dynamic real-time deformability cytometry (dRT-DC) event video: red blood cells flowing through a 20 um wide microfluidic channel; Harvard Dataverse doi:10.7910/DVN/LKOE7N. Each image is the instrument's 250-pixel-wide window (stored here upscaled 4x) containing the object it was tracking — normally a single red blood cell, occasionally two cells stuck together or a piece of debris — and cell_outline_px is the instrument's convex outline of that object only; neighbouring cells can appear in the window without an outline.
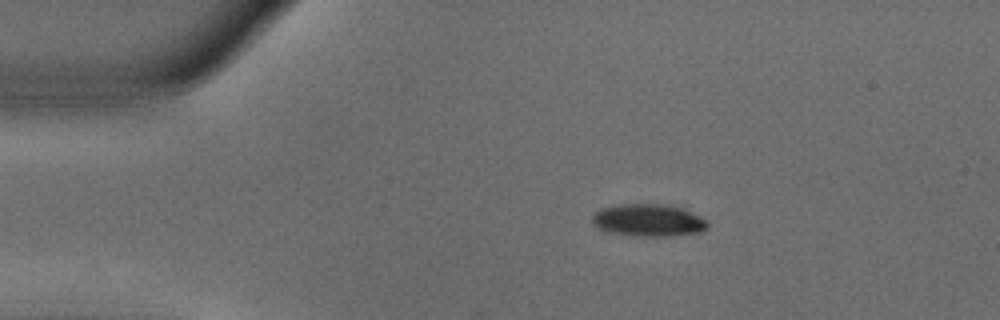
{"species": "common noctule bat (a hibernating species)", "species_latin": "Nyctalus noctula", "temperature_condition": "warm", "stored_images_in_passage": 44, "camera_frame_rate_fps": 3000, "um_per_image_px": 0.085, "animal": {"sex": "male", "body_mass_g": 18.8}, "frame": {"image": 1, "passage_image": 1, "time_ms": 0.0, "image_size_px": [1000, 320], "cell_outline_px": [[708, 228], [700, 232], [672, 236], [640, 236], [608, 232], [592, 224], [592, 216], [600, 208], [616, 204], [664, 204], [680, 208], [708, 220]], "centroid_in_image_um": [55.1, 18.72], "position_along_channel_um": 29.9, "area_um2": 21.73}}
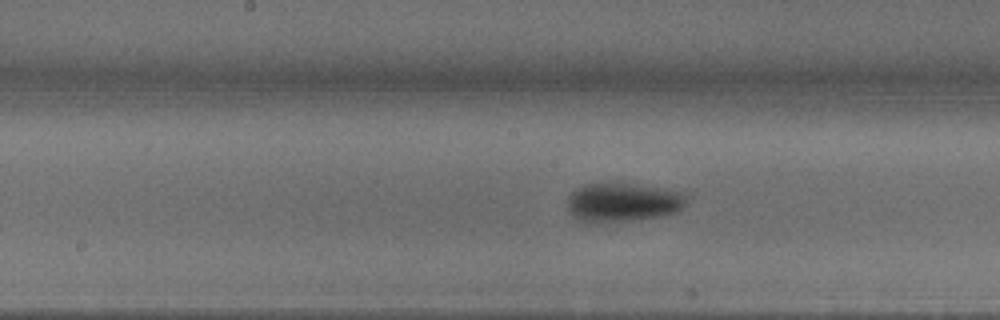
{"frame": {"image": 2, "passage_image": 18, "time_ms": 5.667, "image_size_px": [1000, 320], "cell_outline_px": [[684, 204], [676, 212], [656, 216], [620, 220], [580, 220], [572, 216], [568, 212], [568, 196], [576, 188], [584, 184], [612, 180], [684, 192]], "centroid_in_image_um": [52.87, 17.11], "position_along_channel_um": 195.3, "area_um2": 26.59}}
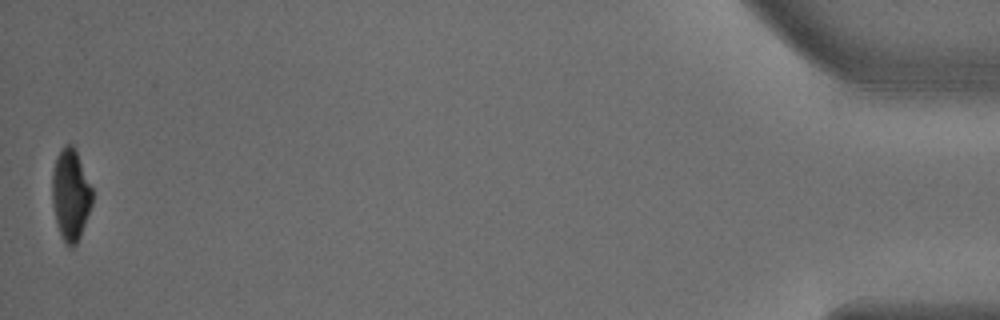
{"frame": {"image": 3, "passage_image": 44, "time_ms": 14.333, "image_size_px": [1000, 320], "cell_outline_px": [[92, 204], [80, 236], [76, 244], [72, 248], [68, 248], [64, 244], [60, 236], [56, 224], [52, 204], [52, 172], [56, 156], [60, 148], [64, 144], [72, 144], [76, 148], [92, 188]], "centroid_in_image_um": [5.98, 16.55], "position_along_channel_um": 429.2, "area_um2": 21.85}, "authors_computed_cell_mechanics": {"area_um2": 24.4494, "velocity_mm_per_s": 3.7913, "shape_relaxation_time_tau1_ms": 2.1122, "shape_relaxation_time_tau2_ms": null, "deformation_change_tau1": 0.1619, "deformation_change_tau2": null}}